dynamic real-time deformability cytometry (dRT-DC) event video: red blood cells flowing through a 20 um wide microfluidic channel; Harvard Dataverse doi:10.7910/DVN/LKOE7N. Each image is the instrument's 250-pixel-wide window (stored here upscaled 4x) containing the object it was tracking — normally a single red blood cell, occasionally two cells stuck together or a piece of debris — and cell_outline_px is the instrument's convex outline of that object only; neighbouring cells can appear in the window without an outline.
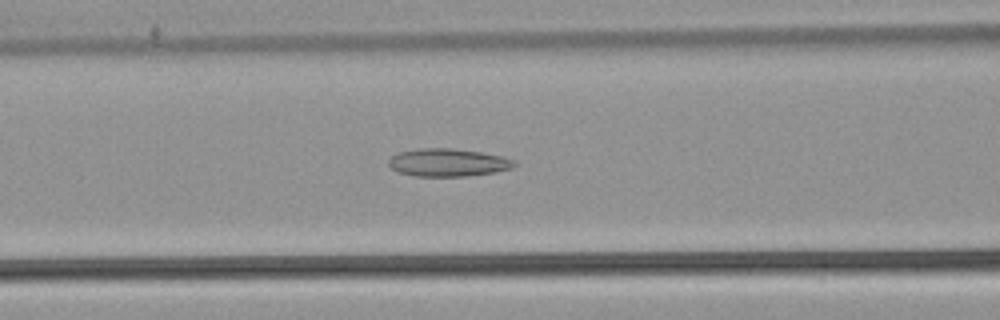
{"species": "common noctule bat (a hibernating species)", "species_latin": "Nyctalus noctula", "temperature_condition": "warm", "stored_images_in_passage": 54, "camera_frame_rate_fps": 3000, "um_per_image_px": 0.085, "animal": {"sex": "male", "body_mass_g": 21.5, "forearm_length_mm": 52.0}, "frame": {"image": 1, "passage_image": 23, "time_ms": 7.333, "image_size_px": [1000, 320], "cell_outline_px": [[516, 164], [512, 168], [496, 172], [464, 176], [412, 176], [396, 172], [388, 164], [388, 160], [392, 156], [400, 152], [424, 148], [452, 148], [480, 152], [500, 156], [516, 160]], "centroid_in_image_um": [38.07, 13.82], "position_along_channel_um": 128.5, "area_um2": 20.35}}
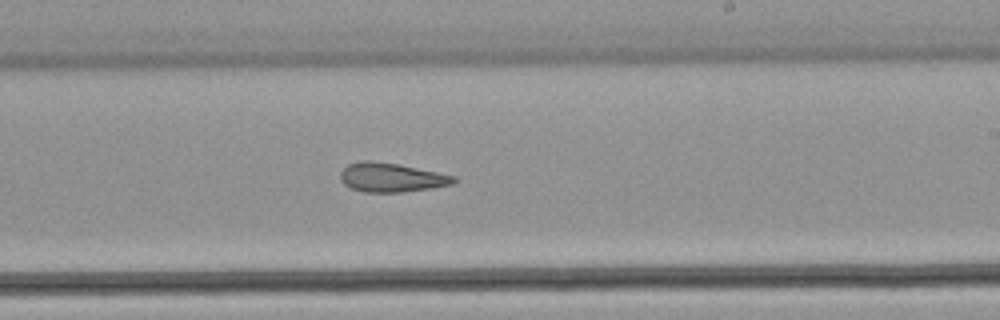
{"frame": {"image": 2, "passage_image": 33, "time_ms": 10.667, "image_size_px": [1000, 320], "cell_outline_px": [[456, 180], [452, 184], [432, 188], [400, 192], [364, 192], [352, 188], [344, 184], [340, 180], [340, 172], [348, 164], [364, 160], [368, 160], [396, 164], [456, 176]], "centroid_in_image_um": [33.24, 15.09], "position_along_channel_um": 255.8, "area_um2": 18.96}}
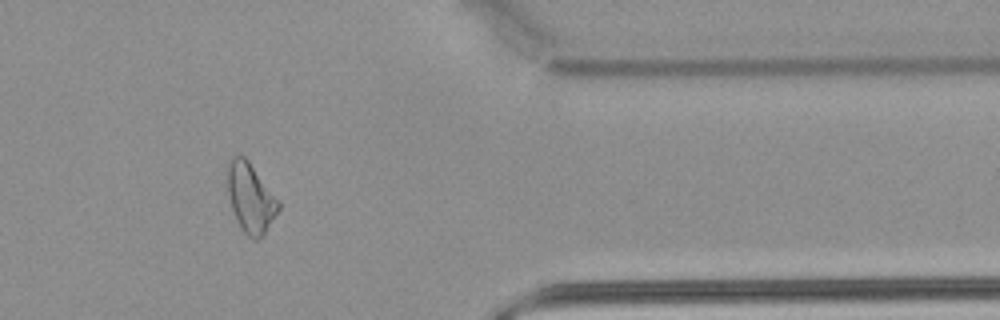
{"frame": {"image": 3, "passage_image": 45, "time_ms": 14.667, "image_size_px": [1000, 320], "cell_outline_px": [[280, 208], [264, 232], [256, 240], [252, 240], [240, 228], [236, 220], [232, 208], [228, 192], [224, 168], [228, 160], [232, 156], [244, 156], [248, 160], [280, 200]], "centroid_in_image_um": [21.26, 16.76], "position_along_channel_um": 390.1, "area_um2": 20.92}, "authors_computed_cell_mechanics": {"area_um2": 21.8484, "velocity_mm_per_s": 3.8223, "shape_relaxation_time_tau1_ms": null, "shape_relaxation_time_tau2_ms": 5.0697, "deformation_change_tau1": null, "deformation_change_tau2": 0.1598}}